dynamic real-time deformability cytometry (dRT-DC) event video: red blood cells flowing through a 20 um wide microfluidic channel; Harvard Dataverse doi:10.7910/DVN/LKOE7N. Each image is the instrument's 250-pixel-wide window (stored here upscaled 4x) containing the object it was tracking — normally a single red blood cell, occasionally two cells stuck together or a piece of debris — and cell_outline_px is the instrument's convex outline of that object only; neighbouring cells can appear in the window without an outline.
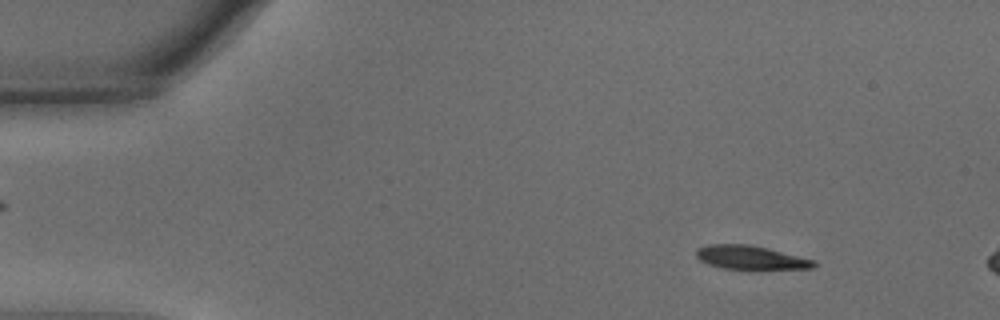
{"species": "common noctule bat (a hibernating species)", "species_latin": "Nyctalus noctula", "temperature_condition": "warm", "stored_images_in_passage": 13, "camera_frame_rate_fps": 3000, "um_per_image_px": 0.085, "animal": {"sex": "male", "body_mass_g": 15.6}, "frame": {"image": 1, "passage_image": 6, "time_ms": 1.667, "image_size_px": [1000, 320], "cell_outline_px": [[816, 264], [812, 268], [724, 268], [708, 264], [700, 260], [696, 256], [696, 248], [708, 244], [748, 244], [768, 248], [812, 260]], "centroid_in_image_um": [63.71, 21.86], "position_along_channel_um": 21.3, "area_um2": 15.72}}